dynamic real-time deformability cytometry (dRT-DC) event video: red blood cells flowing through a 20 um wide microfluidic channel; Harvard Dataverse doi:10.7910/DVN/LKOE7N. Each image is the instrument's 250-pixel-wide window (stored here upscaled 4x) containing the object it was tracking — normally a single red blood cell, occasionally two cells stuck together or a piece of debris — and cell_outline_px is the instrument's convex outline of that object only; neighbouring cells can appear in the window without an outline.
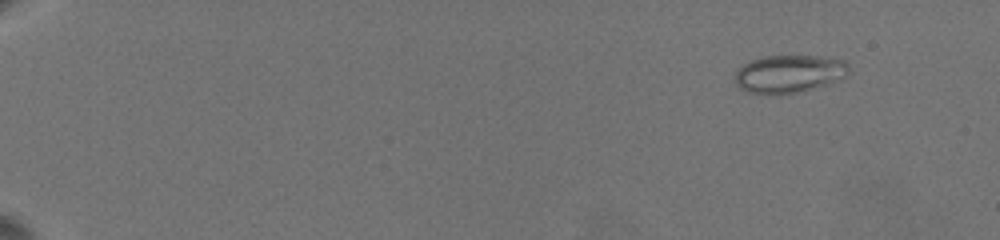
{"species": "common noctule bat (a hibernating species)", "species_latin": "Nyctalus noctula", "temperature_condition": "warm", "stored_images_in_passage": 89, "camera_frame_rate_fps": 3000, "um_per_image_px": 0.085, "animal": {"sex": "female", "body_mass_g": 19.5, "forearm_length_mm": 54.1}, "frame": {"image": 1, "passage_image": 1, "time_ms": 0.0, "image_size_px": [1000, 240], "cell_outline_px": [[848, 72], [844, 76], [832, 80], [792, 92], [748, 92], [740, 88], [736, 84], [736, 72], [744, 64], [752, 60], [764, 56], [816, 56], [844, 60], [848, 64]], "centroid_in_image_um": [67.02, 6.21], "position_along_channel_um": 18.0, "area_um2": 23.58}}
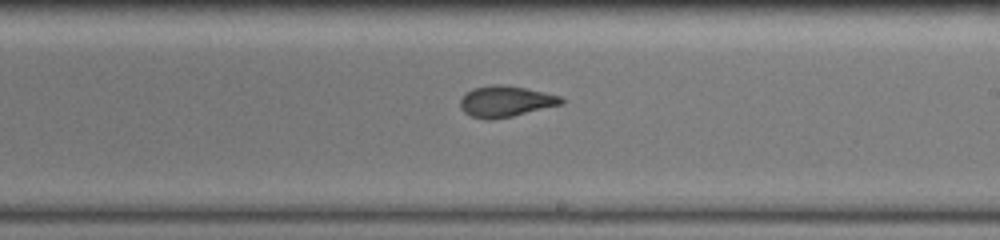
{"frame": {"image": 2, "passage_image": 55, "time_ms": 11.333, "image_size_px": [1000, 240], "cell_outline_px": [[564, 104], [512, 116], [492, 120], [484, 120], [472, 116], [464, 112], [460, 108], [460, 100], [464, 92], [472, 88], [492, 84], [500, 84], [524, 88], [544, 92], [560, 96], [564, 100]], "centroid_in_image_um": [42.94, 8.62], "position_along_channel_um": 246.1, "area_um2": 18.44}}
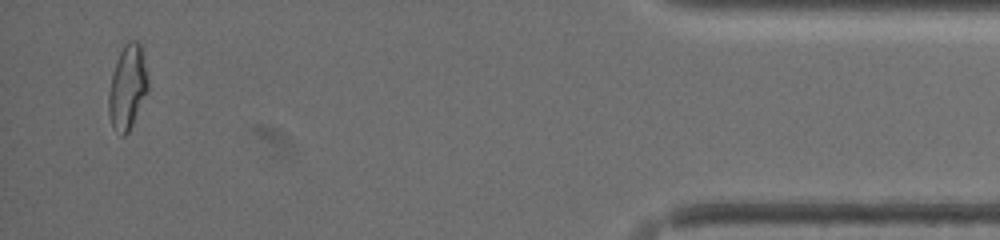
{"frame": {"image": 3, "passage_image": 87, "time_ms": 18.0, "image_size_px": [1000, 240], "cell_outline_px": [[148, 88], [132, 124], [128, 132], [124, 136], [120, 136], [112, 128], [108, 112], [108, 92], [112, 72], [116, 60], [124, 44], [128, 40], [136, 40], [140, 44], [148, 80]], "centroid_in_image_um": [10.79, 7.42], "position_along_channel_um": 424.4, "area_um2": 19.25}, "authors_computed_cell_mechanics": {"area_um2": 18.4382, "velocity_mm_per_s": 3.5808, "shape_relaxation_time_tau1_ms": 8.7859, "shape_relaxation_time_tau2_ms": 1.3934, "deformation_change_tau1": 0.265, "deformation_change_tau2": 0.0896}}